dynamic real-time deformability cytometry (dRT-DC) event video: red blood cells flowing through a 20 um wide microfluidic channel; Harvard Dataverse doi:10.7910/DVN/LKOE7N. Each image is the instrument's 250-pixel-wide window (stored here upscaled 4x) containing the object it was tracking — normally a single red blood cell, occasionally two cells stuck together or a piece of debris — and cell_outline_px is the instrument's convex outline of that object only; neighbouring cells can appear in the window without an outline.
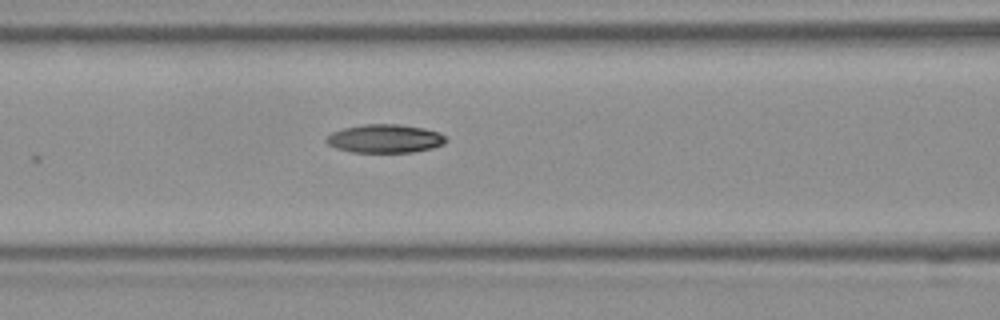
{"species": "Egyptian fruit bat (a non-hibernating species)", "species_latin": "Rousettus aegyptiacus", "temperature_condition": "room temperature", "stored_images_in_passage": 4, "camera_frame_rate_fps": 3000, "um_per_image_px": 0.085, "frame": {"image": 1, "passage_image": 4, "time_ms": 1.0, "image_size_px": [1000, 320], "cell_outline_px": [[448, 140], [444, 144], [432, 148], [412, 152], [352, 152], [336, 148], [328, 144], [324, 140], [332, 132], [344, 128], [364, 124], [400, 124], [424, 128], [440, 132]], "centroid_in_image_um": [32.74, 11.78], "position_along_channel_um": 133.9, "area_um2": 19.88}}